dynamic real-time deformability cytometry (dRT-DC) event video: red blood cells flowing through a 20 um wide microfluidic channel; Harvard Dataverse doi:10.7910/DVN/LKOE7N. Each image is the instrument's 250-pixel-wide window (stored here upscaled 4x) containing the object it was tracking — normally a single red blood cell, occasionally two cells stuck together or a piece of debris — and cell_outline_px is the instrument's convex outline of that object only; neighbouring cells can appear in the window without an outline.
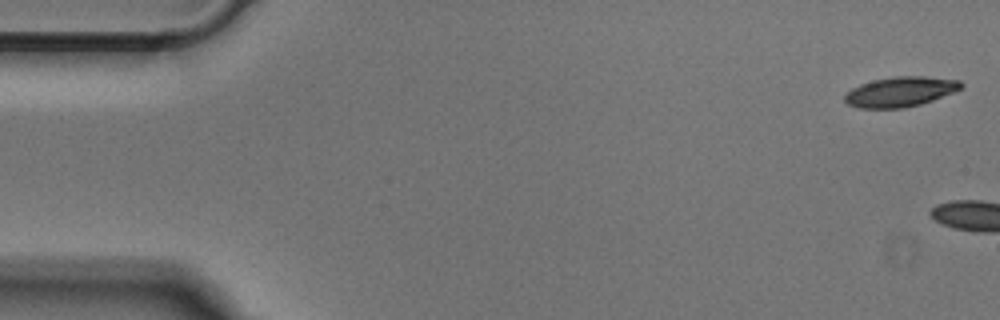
{"species": "Egyptian fruit bat (a non-hibernating species)", "species_latin": "Rousettus aegyptiacus", "temperature_condition": "cold", "stored_images_in_passage": 8, "camera_frame_rate_fps": 3000, "um_per_image_px": 0.085, "animal": {"sex": "male"}, "frame": {"image": 1, "passage_image": 1, "time_ms": 0.0, "image_size_px": [1000, 320], "cell_outline_px": [[964, 84], [960, 88], [952, 92], [932, 100], [920, 104], [904, 108], [856, 108], [848, 104], [844, 100], [844, 96], [852, 88], [860, 84], [872, 80], [892, 76], [924, 76], [960, 80]], "centroid_in_image_um": [76.49, 7.79], "position_along_channel_um": 8.5, "area_um2": 20.29}}